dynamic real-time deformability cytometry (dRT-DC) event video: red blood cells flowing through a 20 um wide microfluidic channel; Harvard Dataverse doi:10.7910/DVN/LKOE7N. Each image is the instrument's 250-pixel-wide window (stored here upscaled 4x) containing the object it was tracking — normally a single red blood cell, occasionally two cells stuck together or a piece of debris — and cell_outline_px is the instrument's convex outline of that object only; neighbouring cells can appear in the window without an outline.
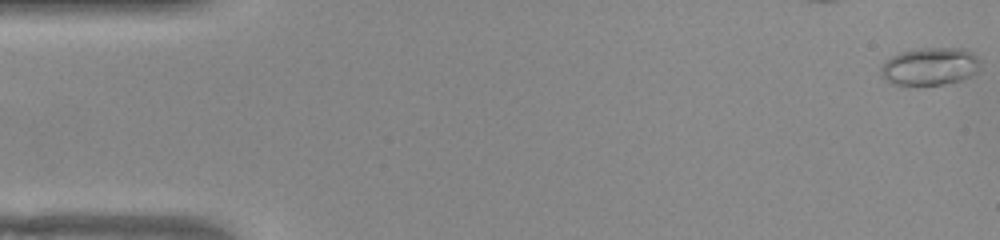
{"species": "common noctule bat (a hibernating species)", "species_latin": "Nyctalus noctula", "temperature_condition": "warm", "stored_images_in_passage": 52, "camera_frame_rate_fps": 3000, "um_per_image_px": 0.085, "animal": {"sex": "female", "body_mass_g": 22.0, "forearm_length_mm": 56.7}, "frame": {"image": 1, "passage_image": 1, "time_ms": 0.0, "image_size_px": [1000, 240], "cell_outline_px": [[980, 64], [976, 72], [960, 80], [940, 84], [892, 84], [880, 76], [880, 68], [892, 56], [900, 52], [920, 48], [964, 48], [972, 52], [980, 60]], "centroid_in_image_um": [79.04, 5.62], "position_along_channel_um": 6.0, "area_um2": 21.56}}
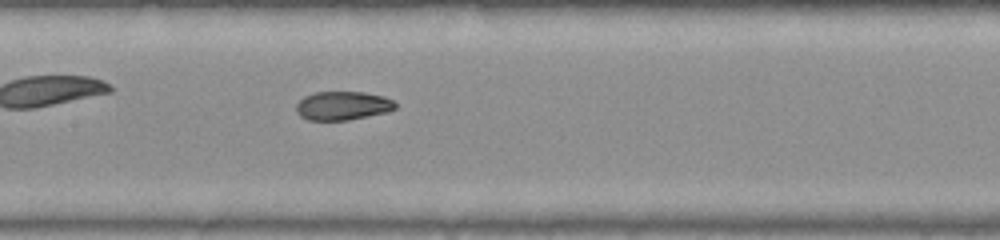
{"frame": {"image": 2, "passage_image": 25, "time_ms": 8.0, "image_size_px": [1000, 240], "cell_outline_px": [[396, 108], [388, 112], [348, 120], [308, 120], [300, 116], [296, 112], [296, 104], [304, 96], [316, 92], [364, 92], [384, 96], [392, 100], [396, 104]], "centroid_in_image_um": [29.12, 8.98], "position_along_channel_um": 178.3, "area_um2": 16.65}}
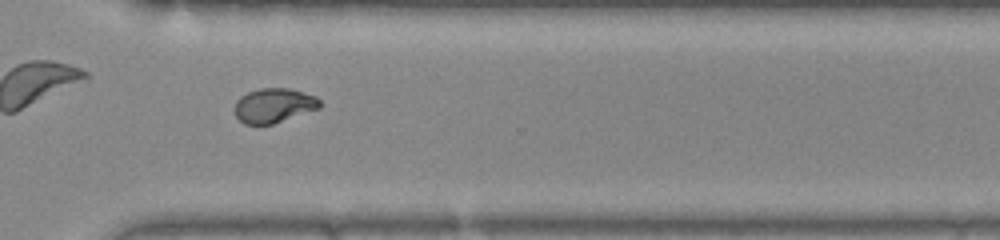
{"frame": {"image": 3, "passage_image": 38, "time_ms": 12.333, "image_size_px": [1000, 240], "cell_outline_px": [[320, 108], [272, 124], [244, 124], [236, 116], [232, 108], [236, 100], [240, 96], [248, 92], [260, 88], [288, 88], [316, 96], [320, 100]], "centroid_in_image_um": [23.23, 8.96], "position_along_channel_um": 347.4, "area_um2": 17.17}, "authors_computed_cell_mechanics": {"area_um2": 17.6868, "velocity_mm_per_s": 3.8988, "shape_relaxation_time_tau1_ms": null, "shape_relaxation_time_tau2_ms": 1.3751, "deformation_change_tau1": null, "deformation_change_tau2": 0.0549}}